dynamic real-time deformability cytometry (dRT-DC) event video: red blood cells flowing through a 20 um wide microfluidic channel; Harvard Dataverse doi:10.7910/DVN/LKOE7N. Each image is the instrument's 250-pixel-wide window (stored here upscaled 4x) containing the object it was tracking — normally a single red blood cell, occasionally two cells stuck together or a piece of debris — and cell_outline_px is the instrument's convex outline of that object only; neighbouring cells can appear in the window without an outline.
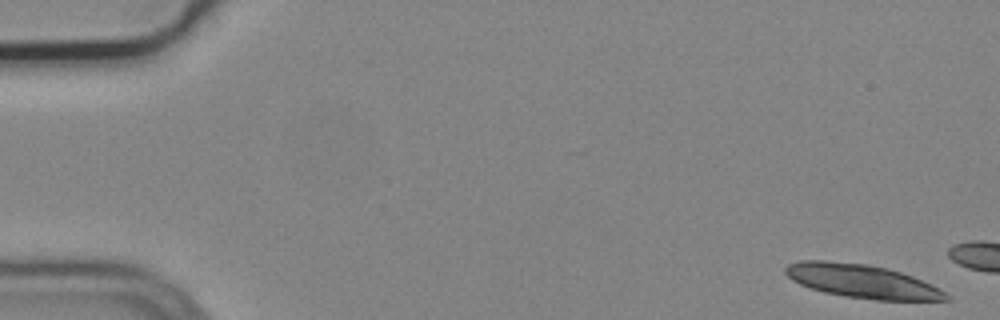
{"species": "common noctule bat (a hibernating species)", "species_latin": "Nyctalus noctula", "temperature_condition": "cold", "stored_images_in_passage": 4, "camera_frame_rate_fps": 3000, "um_per_image_px": 0.085, "animal": {"sex": "male", "body_mass_g": 19.2, "forearm_length_mm": 51.8}, "frame": {"image": 1, "passage_image": 1, "time_ms": 0.0, "image_size_px": [1000, 320], "cell_outline_px": [[952, 300], [876, 300], [844, 296], [824, 292], [808, 288], [792, 280], [784, 272], [784, 268], [788, 264], [800, 260], [828, 260], [868, 264], [888, 268], [912, 276], [932, 284], [940, 288], [952, 296]], "centroid_in_image_um": [73.28, 23.9], "position_along_channel_um": 11.7, "area_um2": 31.79}}